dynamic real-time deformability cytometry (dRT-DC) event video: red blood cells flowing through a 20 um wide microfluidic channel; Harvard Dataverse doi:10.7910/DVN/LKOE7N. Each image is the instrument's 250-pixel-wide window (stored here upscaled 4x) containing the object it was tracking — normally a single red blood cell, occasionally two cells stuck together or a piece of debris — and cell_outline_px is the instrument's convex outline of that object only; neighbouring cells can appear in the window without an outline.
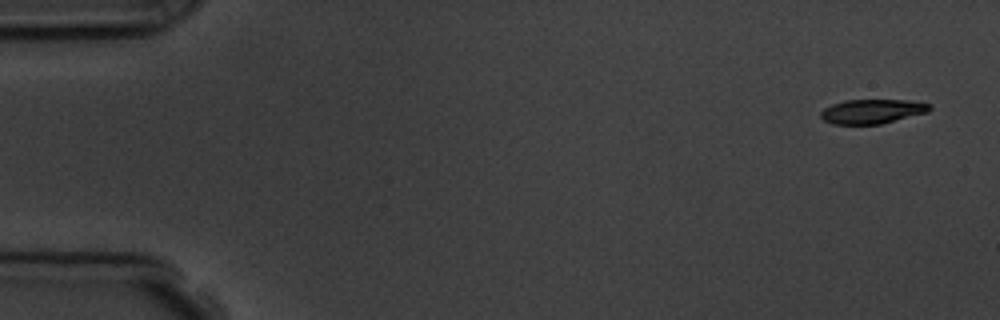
{"species": "common noctule bat (a hibernating species)", "species_latin": "Nyctalus noctula", "temperature_condition": "room temperature", "stored_images_in_passage": 4, "camera_frame_rate_fps": 3000, "um_per_image_px": 0.085, "animal": {"sex": "male", "body_mass_g": 19.5, "forearm_length_mm": 54.6}, "frame": {"image": 1, "passage_image": 1, "time_ms": 0.0, "image_size_px": [1000, 320], "cell_outline_px": [[932, 108], [928, 112], [880, 124], [832, 124], [824, 120], [820, 116], [820, 112], [824, 108], [832, 104], [844, 100], [908, 100], [932, 104]], "centroid_in_image_um": [74.14, 9.46], "position_along_channel_um": 10.9, "area_um2": 15.49}}